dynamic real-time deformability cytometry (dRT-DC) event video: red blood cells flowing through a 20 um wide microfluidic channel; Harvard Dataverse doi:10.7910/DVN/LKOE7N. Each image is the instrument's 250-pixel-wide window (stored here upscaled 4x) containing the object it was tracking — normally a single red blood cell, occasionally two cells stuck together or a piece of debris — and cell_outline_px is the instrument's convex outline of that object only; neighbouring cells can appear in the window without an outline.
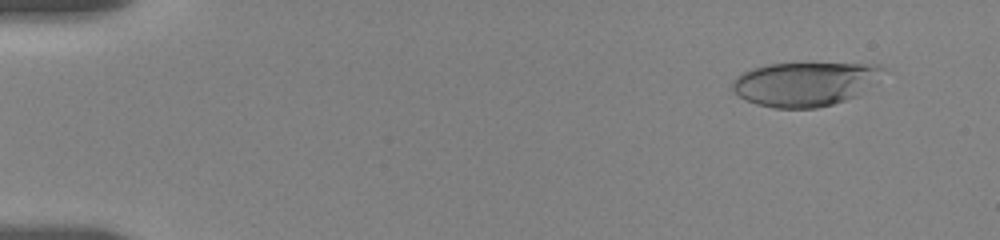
{"species": "human", "species_latin": "Homo sapiens", "temperature_condition": "room temperature", "stored_images_in_passage": 55, "camera_frame_rate_fps": 3000, "um_per_image_px": 0.085, "donor": {"sex": "female"}, "frame": {"image": 1, "passage_image": 4, "time_ms": 1.0, "image_size_px": [1000, 240], "cell_outline_px": [[884, 68], [856, 96], [832, 104], [816, 108], [772, 108], [756, 104], [744, 100], [732, 88], [732, 80], [736, 76], [752, 68], [768, 64], [880, 64]], "centroid_in_image_um": [68.3, 7.14], "position_along_channel_um": 16.7, "area_um2": 37.86}}
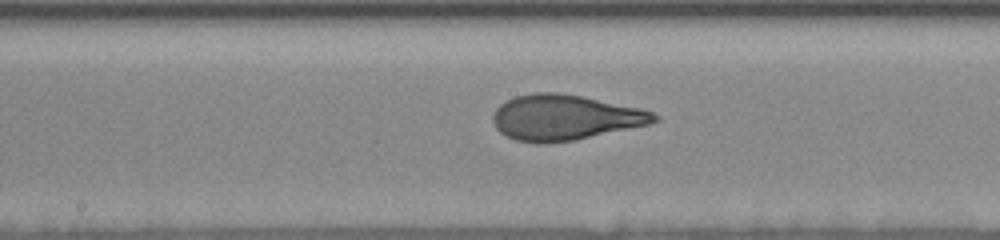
{"frame": {"image": 2, "passage_image": 29, "time_ms": 9.333, "image_size_px": [1000, 240], "cell_outline_px": [[660, 120], [648, 124], [576, 140], [516, 140], [500, 132], [496, 128], [492, 120], [492, 116], [496, 108], [500, 104], [516, 96], [532, 92], [556, 92], [580, 96], [640, 108], [652, 112], [660, 116]], "centroid_in_image_um": [48.03, 9.95], "position_along_channel_um": 200.2, "area_um2": 41.67}}
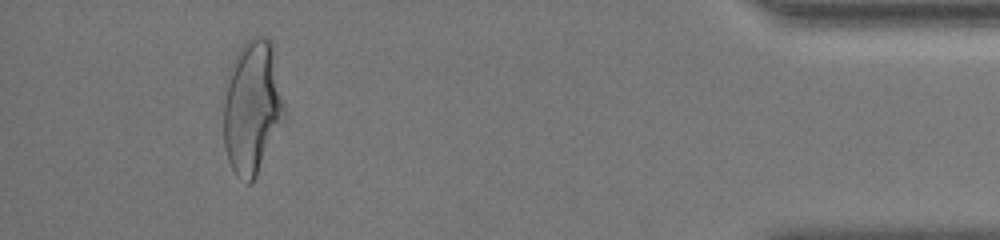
{"frame": {"image": 3, "passage_image": 51, "time_ms": 16.667, "image_size_px": [1000, 240], "cell_outline_px": [[284, 112], [256, 176], [248, 184], [240, 180], [236, 176], [228, 160], [224, 148], [224, 80], [232, 60], [236, 52], [248, 40], [256, 36], [260, 36], [272, 40], [284, 104]], "centroid_in_image_um": [21.38, 9.06], "position_along_channel_um": 413.8, "area_um2": 46.93}, "authors_computed_cell_mechanics": {"area_um2": 42.194, "velocity_mm_per_s": 3.6436, "shape_relaxation_time_tau1_ms": 5.7197, "shape_relaxation_time_tau2_ms": 0.9572, "deformation_change_tau1": 0.2194, "deformation_change_tau2": 0.0878}}